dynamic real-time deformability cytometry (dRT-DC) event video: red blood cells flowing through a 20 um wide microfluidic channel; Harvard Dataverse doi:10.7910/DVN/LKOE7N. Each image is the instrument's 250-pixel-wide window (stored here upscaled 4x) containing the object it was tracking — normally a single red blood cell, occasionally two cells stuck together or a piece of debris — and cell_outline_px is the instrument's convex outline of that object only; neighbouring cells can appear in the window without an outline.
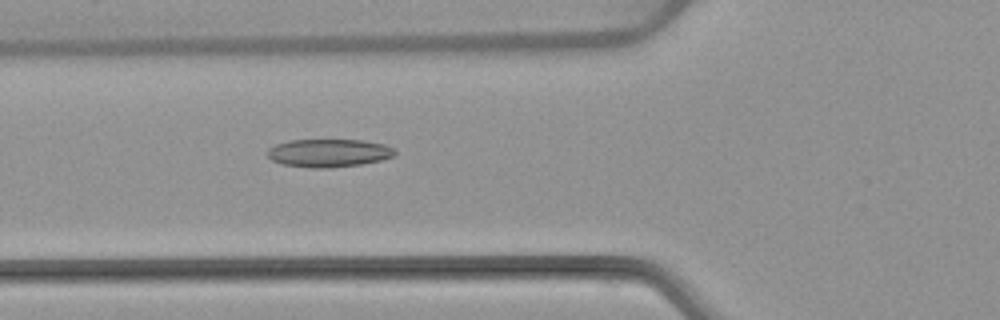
{"species": "common noctule bat (a hibernating species)", "species_latin": "Nyctalus noctula", "temperature_condition": "warm", "stored_images_in_passage": 2, "camera_frame_rate_fps": 3000, "um_per_image_px": 0.085, "animal": {"sex": "female", "body_mass_g": 22.7, "forearm_length_mm": 54.2}, "frame": {"image": 1, "passage_image": 2, "time_ms": 1.0, "image_size_px": [1000, 320], "cell_outline_px": [[396, 152], [392, 156], [380, 160], [360, 164], [328, 168], [312, 168], [284, 164], [272, 160], [268, 156], [268, 148], [276, 144], [288, 140], [364, 140], [384, 144], [392, 148]], "centroid_in_image_um": [27.92, 12.99], "position_along_channel_um": 97.9, "area_um2": 20.63}}